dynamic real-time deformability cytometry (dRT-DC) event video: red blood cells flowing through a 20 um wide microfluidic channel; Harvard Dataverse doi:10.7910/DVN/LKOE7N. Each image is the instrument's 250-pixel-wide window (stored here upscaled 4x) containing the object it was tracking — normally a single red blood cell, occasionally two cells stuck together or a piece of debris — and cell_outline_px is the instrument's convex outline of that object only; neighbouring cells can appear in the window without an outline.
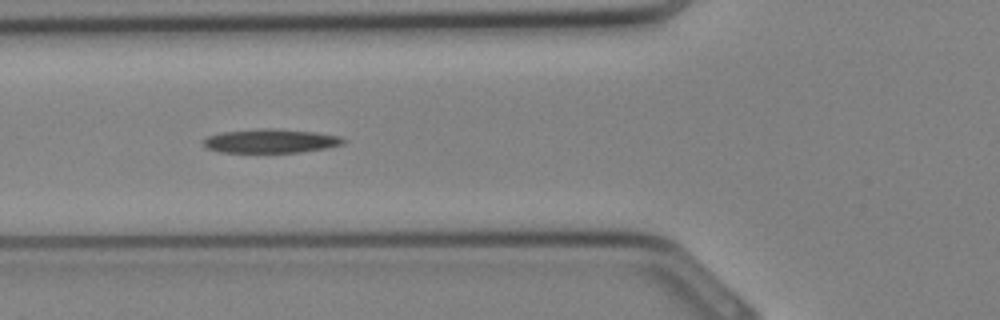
{"species": "Egyptian fruit bat (a non-hibernating species)", "species_latin": "Rousettus aegyptiacus", "temperature_condition": "cold", "stored_images_in_passage": 25, "camera_frame_rate_fps": 3000, "um_per_image_px": 0.085, "animal": {"sex": "female"}, "frame": {"image": 1, "passage_image": 4, "time_ms": 1.0, "image_size_px": [1000, 320], "cell_outline_px": [[348, 140], [344, 144], [328, 148], [300, 152], [220, 152], [208, 148], [204, 144], [204, 140], [208, 136], [224, 132], [260, 128], [272, 128], [316, 132], [340, 136]], "centroid_in_image_um": [23.09, 11.98], "position_along_channel_um": 102.7, "area_um2": 19.48}}
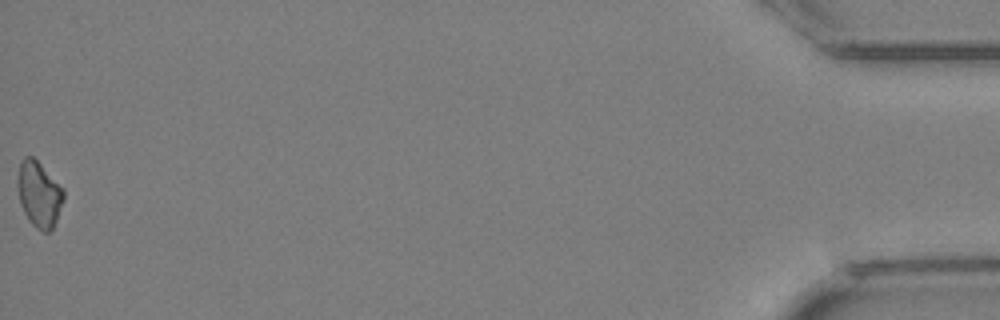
{"frame": {"image": 2, "passage_image": 25, "time_ms": 8.0, "image_size_px": [1000, 320], "cell_outline_px": [[64, 200], [56, 220], [52, 228], [48, 232], [44, 232], [36, 228], [28, 220], [20, 204], [16, 184], [20, 164], [24, 156], [32, 156], [64, 188]], "centroid_in_image_um": [3.31, 16.51], "position_along_channel_um": 431.9, "area_um2": 17.63}}